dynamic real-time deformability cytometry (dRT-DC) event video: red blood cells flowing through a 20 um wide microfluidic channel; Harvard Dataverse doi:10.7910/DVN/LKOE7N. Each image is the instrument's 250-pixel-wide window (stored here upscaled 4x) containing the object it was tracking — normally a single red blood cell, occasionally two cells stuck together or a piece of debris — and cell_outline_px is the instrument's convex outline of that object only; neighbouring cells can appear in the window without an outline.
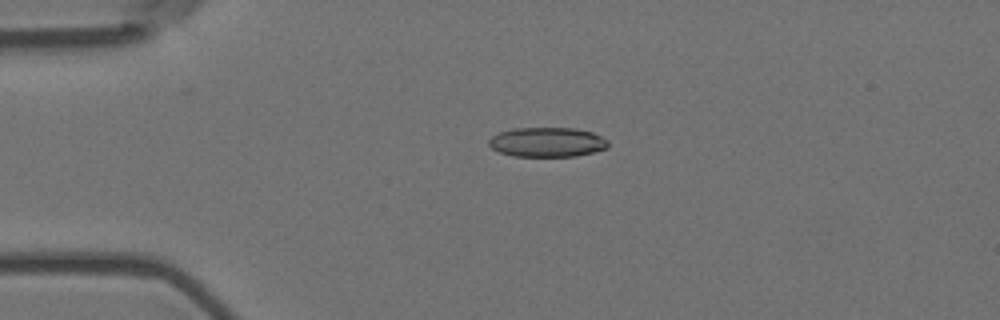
{"species": "Egyptian fruit bat (a non-hibernating species)", "species_latin": "Rousettus aegyptiacus", "temperature_condition": "room temperature", "stored_images_in_passage": 5, "camera_frame_rate_fps": 3000, "um_per_image_px": 0.085, "animal": {"sex": "female"}, "frame": {"image": 1, "passage_image": 4, "time_ms": 1.0, "image_size_px": [1000, 320], "cell_outline_px": [[608, 148], [576, 156], [512, 156], [500, 152], [492, 148], [488, 144], [488, 140], [492, 136], [500, 132], [512, 128], [572, 128], [592, 132], [608, 140]], "centroid_in_image_um": [46.5, 12.08], "position_along_channel_um": 38.5, "area_um2": 20.52}}